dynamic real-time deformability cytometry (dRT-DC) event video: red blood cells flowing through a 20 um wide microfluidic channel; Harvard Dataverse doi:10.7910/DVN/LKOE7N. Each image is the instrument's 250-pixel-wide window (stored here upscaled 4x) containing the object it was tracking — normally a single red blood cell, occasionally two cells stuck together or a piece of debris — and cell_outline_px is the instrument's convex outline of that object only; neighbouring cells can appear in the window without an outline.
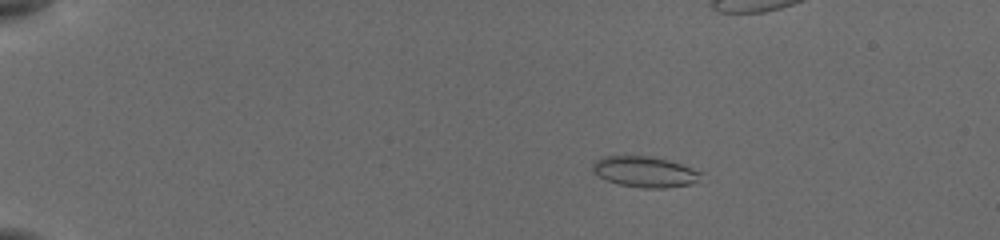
{"species": "common noctule bat (a hibernating species)", "species_latin": "Nyctalus noctula", "temperature_condition": "cold", "stored_images_in_passage": 24, "camera_frame_rate_fps": 3000, "um_per_image_px": 0.085, "animal": {"sex": "female", "body_mass_g": 19.5, "forearm_length_mm": 54.1}, "frame": {"image": 1, "passage_image": 4, "time_ms": 0.667, "image_size_px": [1000, 240], "cell_outline_px": [[700, 180], [692, 184], [664, 188], [644, 188], [620, 184], [608, 180], [600, 176], [592, 168], [592, 164], [596, 160], [604, 156], [652, 156], [668, 160], [680, 164], [700, 172]], "centroid_in_image_um": [54.82, 14.6], "position_along_channel_um": 30.2, "area_um2": 19.07}}